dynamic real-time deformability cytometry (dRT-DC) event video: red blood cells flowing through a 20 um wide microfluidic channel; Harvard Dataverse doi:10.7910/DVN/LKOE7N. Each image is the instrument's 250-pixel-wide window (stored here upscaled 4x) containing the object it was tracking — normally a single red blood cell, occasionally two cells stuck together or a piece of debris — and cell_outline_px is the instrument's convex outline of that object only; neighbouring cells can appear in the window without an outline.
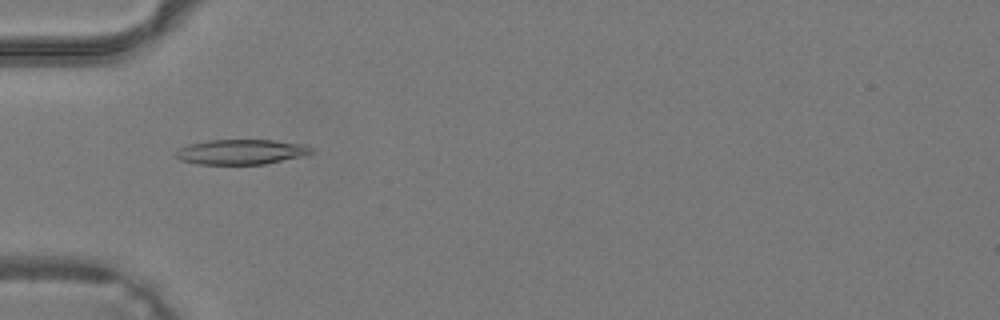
{"species": "common noctule bat (a hibernating species)", "species_latin": "Nyctalus noctula", "temperature_condition": "warm", "stored_images_in_passage": 27, "camera_frame_rate_fps": 3000, "um_per_image_px": 0.085, "animal": {"sex": "male", "body_mass_g": 19.2, "forearm_length_mm": 51.8}, "frame": {"image": 1, "passage_image": 1, "time_ms": 0.0, "image_size_px": [1000, 320], "cell_outline_px": [[316, 152], [300, 156], [264, 164], [200, 164], [180, 160], [176, 156], [176, 152], [180, 148], [188, 144], [208, 140], [272, 140], [304, 144], [316, 148]], "centroid_in_image_um": [20.54, 12.9], "position_along_channel_um": 64.5, "area_um2": 19.71}}
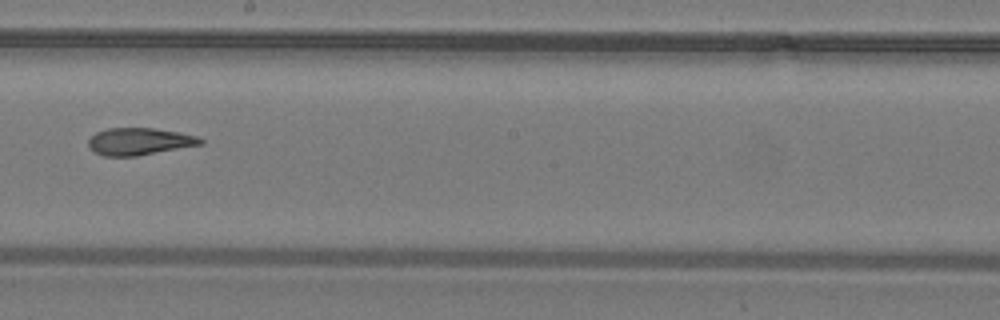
{"frame": {"image": 2, "passage_image": 11, "time_ms": 3.333, "image_size_px": [1000, 320], "cell_outline_px": [[204, 144], [136, 156], [104, 156], [92, 152], [88, 148], [88, 140], [96, 132], [108, 128], [152, 128], [176, 132], [196, 136], [204, 140]], "centroid_in_image_um": [11.8, 12.03], "position_along_channel_um": 236.4, "area_um2": 17.74}}
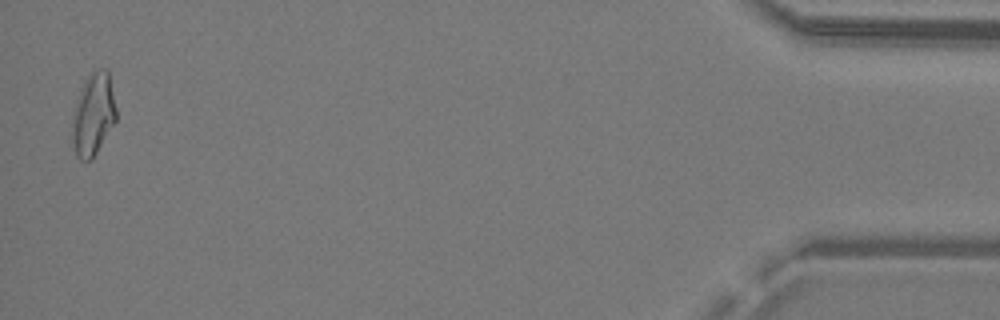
{"frame": {"image": 3, "passage_image": 27, "time_ms": 8.667, "image_size_px": [1000, 320], "cell_outline_px": [[116, 120], [92, 160], [80, 160], [76, 156], [72, 148], [72, 120], [76, 104], [84, 80], [92, 72], [100, 68], [108, 68], [116, 108]], "centroid_in_image_um": [7.92, 9.74], "position_along_channel_um": 427.3, "area_um2": 21.1}}